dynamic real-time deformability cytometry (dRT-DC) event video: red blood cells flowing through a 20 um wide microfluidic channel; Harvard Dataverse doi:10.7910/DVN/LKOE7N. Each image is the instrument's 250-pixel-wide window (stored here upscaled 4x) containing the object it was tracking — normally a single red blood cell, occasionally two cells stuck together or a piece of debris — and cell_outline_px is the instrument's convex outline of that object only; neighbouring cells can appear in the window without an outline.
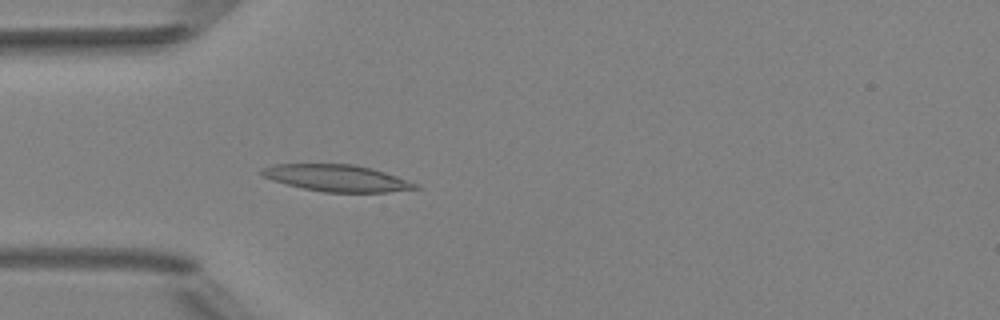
{"species": "Egyptian fruit bat (a non-hibernating species)", "species_latin": "Rousettus aegyptiacus", "temperature_condition": "room temperature", "stored_images_in_passage": 3, "camera_frame_rate_fps": 3000, "um_per_image_px": 0.085, "animal": {"sex": "female"}, "frame": {"image": 1, "passage_image": 3, "time_ms": 2.333, "image_size_px": [1000, 320], "cell_outline_px": [[424, 188], [388, 192], [324, 192], [304, 188], [272, 180], [264, 176], [260, 172], [260, 168], [272, 164], [352, 164], [372, 168], [420, 184]], "centroid_in_image_um": [28.67, 15.13], "position_along_channel_um": 56.3, "area_um2": 23.93}}